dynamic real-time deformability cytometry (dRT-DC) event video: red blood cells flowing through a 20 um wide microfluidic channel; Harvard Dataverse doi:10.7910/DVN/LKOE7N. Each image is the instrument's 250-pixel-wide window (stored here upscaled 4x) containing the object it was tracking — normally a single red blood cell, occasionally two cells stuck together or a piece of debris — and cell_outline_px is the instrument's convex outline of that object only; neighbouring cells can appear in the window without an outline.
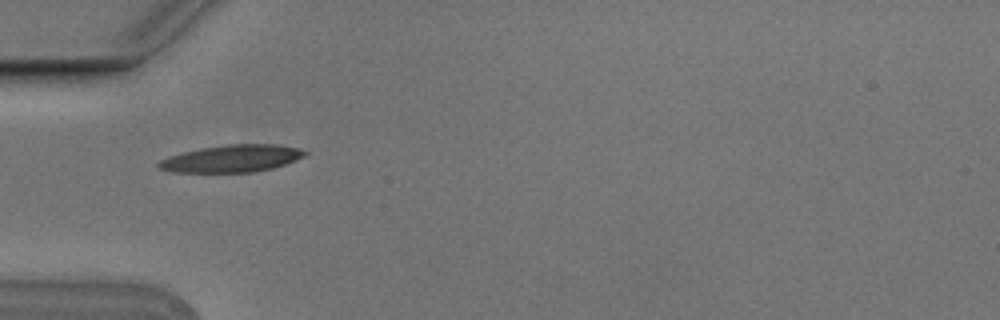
{"species": "Egyptian fruit bat (a non-hibernating species)", "species_latin": "Rousettus aegyptiacus", "temperature_condition": "cold", "stored_images_in_passage": 3, "camera_frame_rate_fps": 3000, "um_per_image_px": 0.085, "animal": {"sex": "male"}, "frame": {"image": 1, "passage_image": 1, "time_ms": 0.0, "image_size_px": [1000, 320], "cell_outline_px": [[308, 152], [304, 156], [296, 160], [272, 168], [252, 172], [172, 172], [160, 168], [156, 164], [160, 160], [168, 156], [200, 148], [228, 144], [276, 144], [300, 148]], "centroid_in_image_um": [19.71, 13.47], "position_along_channel_um": 65.3, "area_um2": 23.12}}
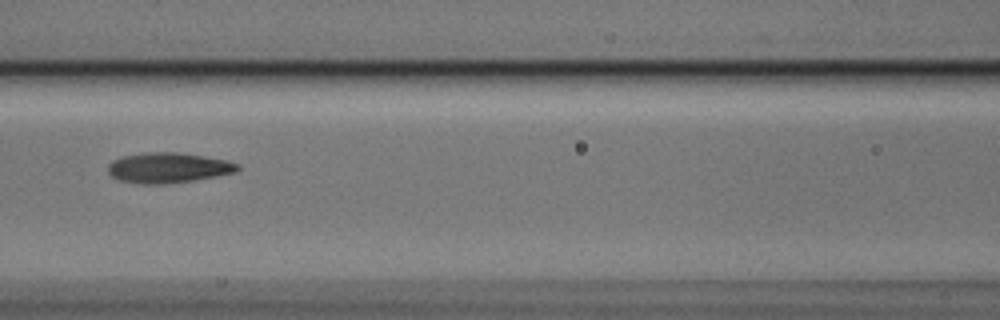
{"frame": {"image": 2, "passage_image": 3, "time_ms": 0.667, "image_size_px": [1000, 320], "cell_outline_px": [[240, 168], [236, 172], [216, 176], [192, 180], [164, 184], [140, 184], [120, 180], [112, 176], [108, 172], [108, 164], [112, 160], [120, 156], [144, 152], [176, 152], [228, 160], [240, 164]], "centroid_in_image_um": [14.28, 14.25], "position_along_channel_um": 152.3, "area_um2": 22.95}}